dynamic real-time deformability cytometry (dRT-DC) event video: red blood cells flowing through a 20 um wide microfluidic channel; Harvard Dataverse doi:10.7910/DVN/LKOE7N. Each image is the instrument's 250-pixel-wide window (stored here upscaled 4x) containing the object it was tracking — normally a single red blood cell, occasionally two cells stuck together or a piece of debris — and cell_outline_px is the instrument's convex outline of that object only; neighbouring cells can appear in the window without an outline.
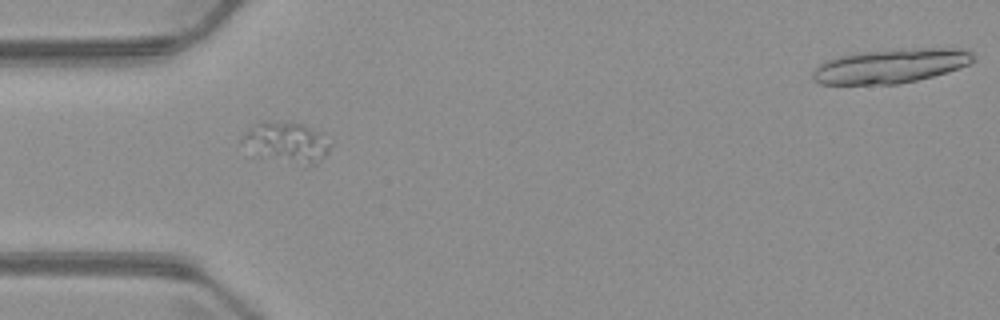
{"species": "common noctule bat (a hibernating species)", "species_latin": "Nyctalus noctula", "temperature_condition": "warm", "stored_images_in_passage": 2, "camera_frame_rate_fps": 3000, "um_per_image_px": 0.085, "animal": {"sex": "male", "body_mass_g": 23.1, "forearm_length_mm": 52.7}, "frame": {"image": 1, "passage_image": 2, "time_ms": 1.667, "image_size_px": [1000, 320], "cell_outline_px": [[332, 144], [328, 152], [316, 164], [304, 168], [252, 156], [240, 140], [244, 132], [260, 120], [288, 120], [304, 124], [324, 132]], "centroid_in_image_um": [24.35, 12.12], "position_along_channel_um": 60.7, "area_um2": 22.72}}